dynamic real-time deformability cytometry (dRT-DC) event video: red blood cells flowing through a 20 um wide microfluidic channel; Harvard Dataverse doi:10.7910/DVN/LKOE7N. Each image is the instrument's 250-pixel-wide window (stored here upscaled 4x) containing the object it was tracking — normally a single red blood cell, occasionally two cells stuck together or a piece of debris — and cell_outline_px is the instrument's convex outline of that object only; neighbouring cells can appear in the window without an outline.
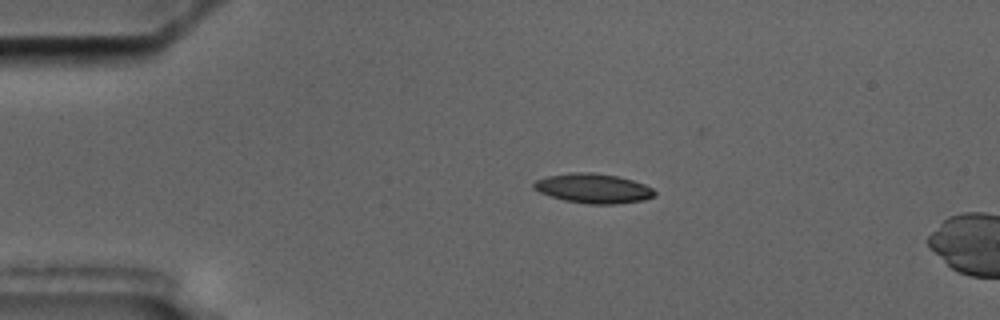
{"species": "common noctule bat (a hibernating species)", "species_latin": "Nyctalus noctula", "temperature_condition": "cold", "stored_images_in_passage": 6, "camera_frame_rate_fps": 3000, "um_per_image_px": 0.085, "animal": {"sex": "male", "body_mass_g": 17.5, "forearm_length_mm": 52.3}, "frame": {"image": 1, "passage_image": 4, "time_ms": 3.333, "image_size_px": [1000, 320], "cell_outline_px": [[656, 196], [644, 200], [616, 204], [588, 204], [564, 200], [540, 192], [532, 188], [532, 184], [536, 180], [548, 176], [568, 172], [592, 172], [616, 176], [632, 180], [644, 184], [652, 188], [656, 192]], "centroid_in_image_um": [50.43, 16.01], "position_along_channel_um": 34.6, "area_um2": 20.87}}